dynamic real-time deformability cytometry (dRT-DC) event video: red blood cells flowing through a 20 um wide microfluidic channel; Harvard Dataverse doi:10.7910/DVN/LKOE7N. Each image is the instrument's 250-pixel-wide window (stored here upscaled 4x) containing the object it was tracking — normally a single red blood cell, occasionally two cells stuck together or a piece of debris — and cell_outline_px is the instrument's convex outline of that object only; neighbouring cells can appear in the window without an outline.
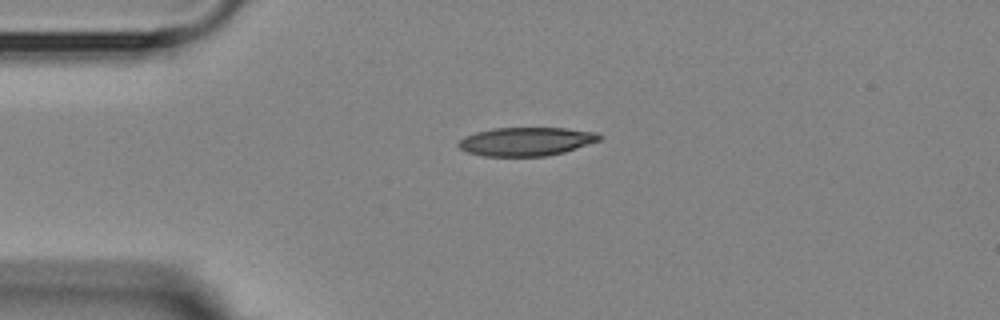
{"species": "Egyptian fruit bat (a non-hibernating species)", "species_latin": "Rousettus aegyptiacus", "temperature_condition": "room temperature", "stored_images_in_passage": 2, "camera_frame_rate_fps": 3000, "um_per_image_px": 0.085, "animal": {"sex": "female"}, "frame": {"image": 1, "passage_image": 1, "time_ms": 0.0, "image_size_px": [1000, 320], "cell_outline_px": [[604, 136], [600, 140], [564, 152], [548, 156], [484, 156], [468, 152], [460, 148], [456, 144], [464, 136], [476, 132], [492, 128], [568, 128], [596, 132]], "centroid_in_image_um": [44.73, 12.02], "position_along_channel_um": 40.3, "area_um2": 23.52}}